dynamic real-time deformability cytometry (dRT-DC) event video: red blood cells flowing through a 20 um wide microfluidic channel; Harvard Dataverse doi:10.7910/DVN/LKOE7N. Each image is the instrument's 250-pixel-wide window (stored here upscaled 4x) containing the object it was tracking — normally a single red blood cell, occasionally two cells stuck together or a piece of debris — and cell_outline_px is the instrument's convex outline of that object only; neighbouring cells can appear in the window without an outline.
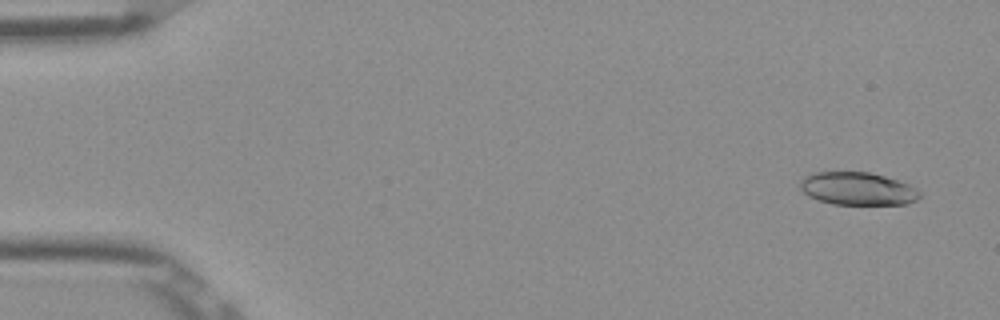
{"species": "Egyptian fruit bat (a non-hibernating species)", "species_latin": "Rousettus aegyptiacus", "temperature_condition": "room temperature", "stored_images_in_passage": 52, "camera_frame_rate_fps": 3000, "um_per_image_px": 0.085, "frame": {"image": 1, "passage_image": 3, "time_ms": 0.667, "image_size_px": [1000, 320], "cell_outline_px": [[920, 196], [916, 200], [908, 204], [832, 204], [808, 196], [800, 188], [800, 180], [804, 176], [816, 172], [868, 172], [884, 176], [908, 184], [916, 188], [920, 192]], "centroid_in_image_um": [72.89, 16.04], "position_along_channel_um": 12.1, "area_um2": 22.77}}
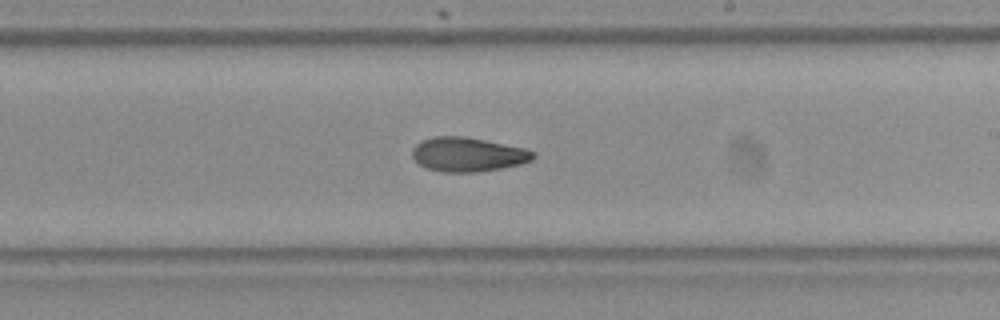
{"frame": {"image": 2, "passage_image": 31, "time_ms": 10.0, "image_size_px": [1000, 320], "cell_outline_px": [[536, 156], [532, 160], [520, 164], [500, 168], [476, 172], [440, 172], [428, 168], [420, 164], [412, 156], [412, 148], [420, 140], [432, 136], [464, 136], [524, 148], [536, 152]], "centroid_in_image_um": [39.75, 13.12], "position_along_channel_um": 249.3, "area_um2": 24.1}}
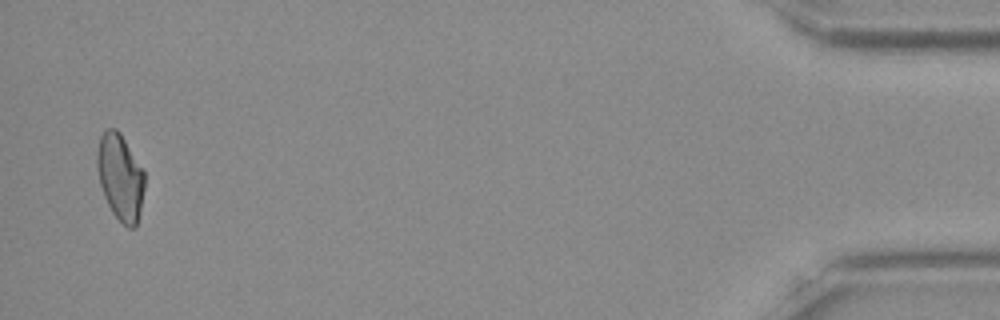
{"frame": {"image": 3, "passage_image": 51, "time_ms": 16.667, "image_size_px": [1000, 320], "cell_outline_px": [[144, 188], [140, 212], [136, 228], [128, 228], [112, 212], [104, 196], [100, 184], [96, 164], [96, 152], [100, 136], [108, 128], [116, 128], [120, 132], [144, 172]], "centroid_in_image_um": [10.21, 15.05], "position_along_channel_um": 425.0, "area_um2": 23.76}, "authors_computed_cell_mechanics": {"area_um2": 23.987, "velocity_mm_per_s": 3.8991, "shape_relaxation_time_tau1_ms": 6.3191, "shape_relaxation_time_tau2_ms": 2.3709, "deformation_change_tau1": 0.1704, "deformation_change_tau2": 0.0871}}